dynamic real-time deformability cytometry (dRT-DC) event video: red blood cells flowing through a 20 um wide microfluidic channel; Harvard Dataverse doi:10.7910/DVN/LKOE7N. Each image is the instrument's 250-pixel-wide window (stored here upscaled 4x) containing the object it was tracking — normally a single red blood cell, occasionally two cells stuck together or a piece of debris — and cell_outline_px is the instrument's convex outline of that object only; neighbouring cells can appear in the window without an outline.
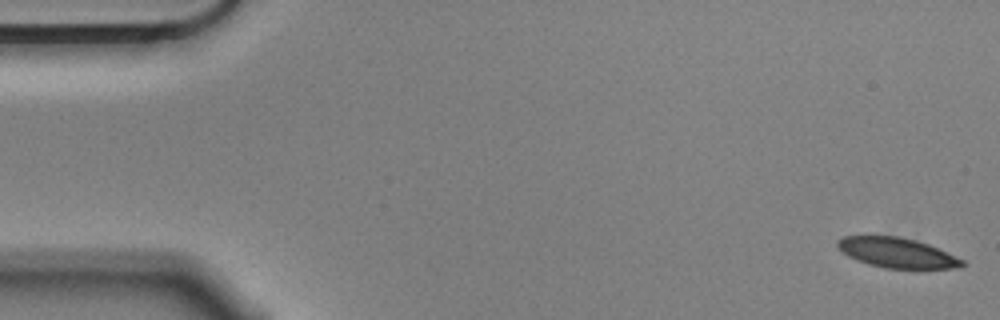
{"species": "Egyptian fruit bat (a non-hibernating species)", "species_latin": "Rousettus aegyptiacus", "temperature_condition": "cold", "stored_images_in_passage": 56, "camera_frame_rate_fps": 3000, "um_per_image_px": 0.085, "animal": {"sex": "male"}, "frame": {"image": 1, "passage_image": 1, "time_ms": 0.0, "image_size_px": [1000, 320], "cell_outline_px": [[964, 264], [960, 268], [884, 268], [868, 264], [856, 260], [848, 256], [836, 244], [836, 240], [844, 236], [900, 236], [916, 240], [928, 244], [964, 260]], "centroid_in_image_um": [76.23, 21.48], "position_along_channel_um": 8.8, "area_um2": 21.62}}
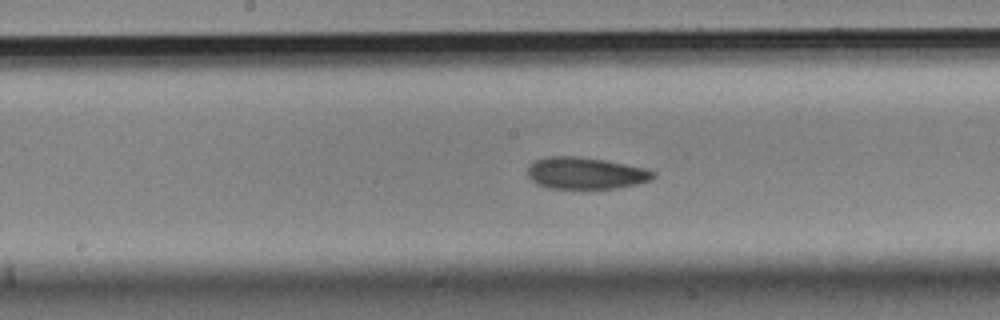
{"frame": {"image": 2, "passage_image": 28, "time_ms": 9.0, "image_size_px": [1000, 320], "cell_outline_px": [[656, 176], [652, 180], [636, 184], [616, 188], [548, 188], [536, 184], [528, 176], [528, 164], [544, 156], [576, 156], [604, 160], [644, 168], [656, 172]], "centroid_in_image_um": [49.76, 14.71], "position_along_channel_um": 198.4, "area_um2": 23.29}}
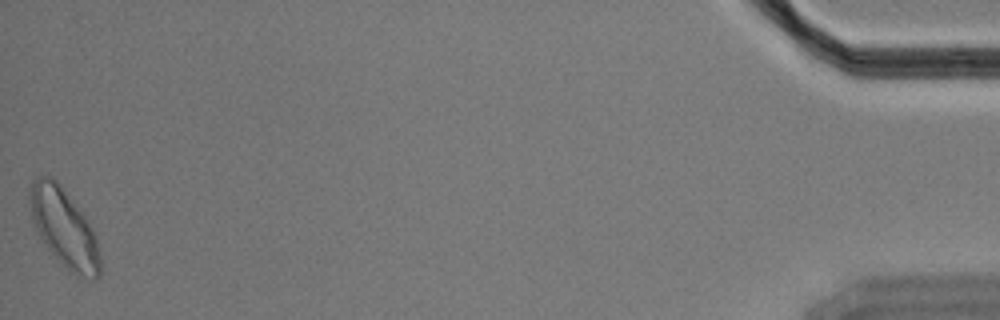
{"frame": {"image": 3, "passage_image": 56, "time_ms": 18.333, "image_size_px": [1000, 320], "cell_outline_px": [[100, 276], [96, 280], [88, 280], [76, 276], [52, 256], [40, 236], [32, 220], [28, 196], [28, 192], [32, 180], [36, 176], [52, 176], [60, 184], [84, 216], [92, 228], [96, 236], [100, 252]], "centroid_in_image_um": [5.44, 19.4], "position_along_channel_um": 429.8, "area_um2": 32.43}, "authors_computed_cell_mechanics": {"area_um2": 23.698, "velocity_mm_per_s": 3.5229, "shape_relaxation_time_tau1_ms": 5.4965, "shape_relaxation_time_tau2_ms": 3.6375, "deformation_change_tau1": 0.1187, "deformation_change_tau2": 0.0911}}